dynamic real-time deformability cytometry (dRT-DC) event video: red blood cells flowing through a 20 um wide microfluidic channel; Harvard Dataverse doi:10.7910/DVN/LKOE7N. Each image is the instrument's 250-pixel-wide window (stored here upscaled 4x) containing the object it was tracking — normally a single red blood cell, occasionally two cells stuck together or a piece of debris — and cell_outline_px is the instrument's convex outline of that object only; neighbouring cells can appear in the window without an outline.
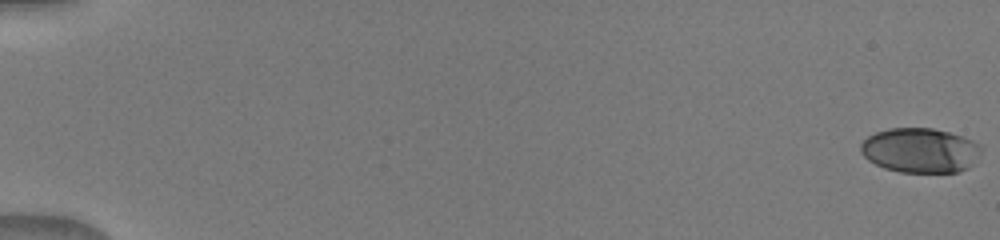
{"species": "human", "species_latin": "Homo sapiens", "temperature_condition": "warm", "stored_images_in_passage": 52, "camera_frame_rate_fps": 3000, "um_per_image_px": 0.085, "donor": {"sex": "male"}, "frame": {"image": 1, "passage_image": 1, "time_ms": 0.0, "image_size_px": [1000, 240], "cell_outline_px": [[980, 152], [968, 168], [960, 172], [900, 172], [884, 168], [868, 160], [860, 152], [860, 144], [868, 136], [876, 132], [888, 128], [932, 128], [948, 132], [972, 140], [980, 144]], "centroid_in_image_um": [78.18, 12.78], "position_along_channel_um": 6.8, "area_um2": 31.27}}
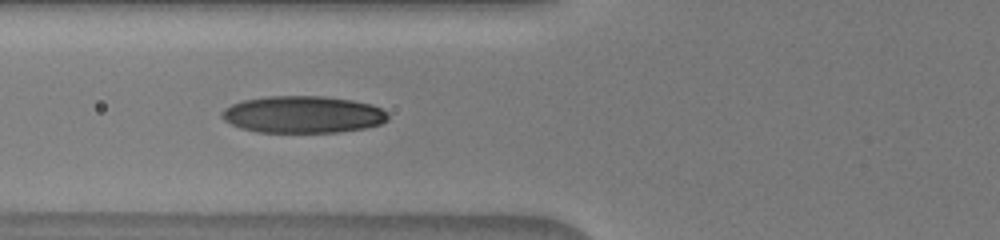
{"frame": {"image": 2, "passage_image": 22, "time_ms": 7.0, "image_size_px": [1000, 240], "cell_outline_px": [[388, 120], [380, 124], [364, 128], [336, 132], [256, 132], [240, 128], [224, 120], [220, 116], [220, 112], [224, 108], [232, 104], [244, 100], [268, 96], [324, 96], [352, 100], [372, 104], [388, 112]], "centroid_in_image_um": [25.74, 9.73], "position_along_channel_um": 100.1, "area_um2": 35.95}}
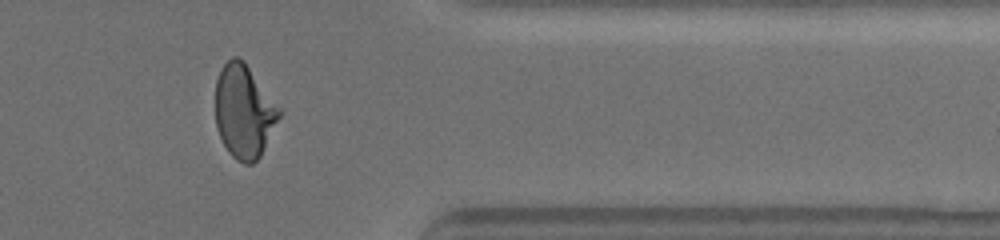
{"frame": {"image": 3, "passage_image": 44, "time_ms": 14.333, "image_size_px": [1000, 240], "cell_outline_px": [[284, 112], [260, 156], [252, 164], [244, 164], [236, 160], [228, 152], [216, 128], [216, 80], [224, 64], [232, 56], [236, 56], [244, 60]], "centroid_in_image_um": [20.77, 9.47], "position_along_channel_um": 390.6, "area_um2": 35.03}}